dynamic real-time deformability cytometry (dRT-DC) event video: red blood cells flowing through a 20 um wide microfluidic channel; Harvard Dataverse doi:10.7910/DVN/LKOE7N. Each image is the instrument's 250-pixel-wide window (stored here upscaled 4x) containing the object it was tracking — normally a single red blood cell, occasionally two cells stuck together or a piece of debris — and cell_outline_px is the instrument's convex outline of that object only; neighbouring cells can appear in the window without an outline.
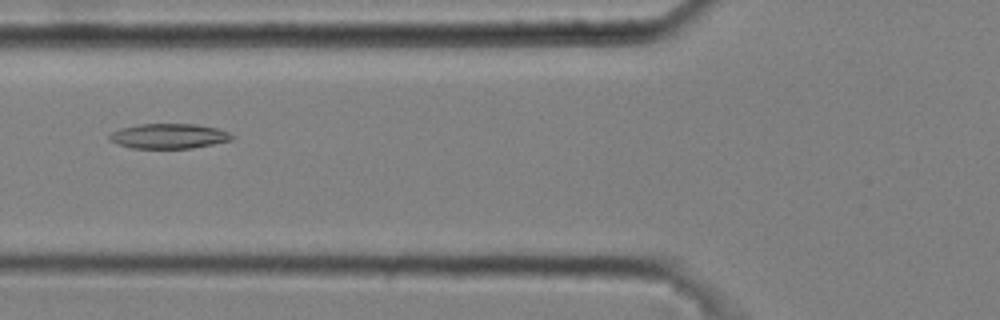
{"species": "common noctule bat (a hibernating species)", "species_latin": "Nyctalus noctula", "temperature_condition": "cold", "stored_images_in_passage": 8, "camera_frame_rate_fps": 3000, "um_per_image_px": 0.085, "animal": {"sex": "male", "body_mass_g": 20.4}, "frame": {"image": 1, "passage_image": 3, "time_ms": 0.667, "image_size_px": [1000, 320], "cell_outline_px": [[236, 136], [232, 140], [192, 148], [132, 148], [108, 140], [108, 136], [112, 132], [120, 128], [140, 124], [196, 124], [216, 128], [228, 132]], "centroid_in_image_um": [14.36, 11.56], "position_along_channel_um": 111.4, "area_um2": 17.74}}
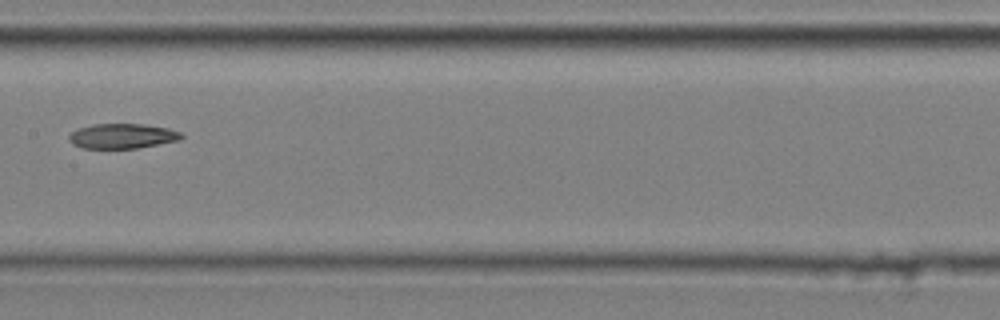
{"frame": {"image": 2, "passage_image": 5, "time_ms": 1.333, "image_size_px": [1000, 320], "cell_outline_px": [[184, 136], [180, 140], [136, 148], [84, 148], [72, 144], [68, 140], [68, 136], [76, 128], [92, 124], [144, 124], [168, 128], [180, 132]], "centroid_in_image_um": [10.37, 11.56], "position_along_channel_um": 197.0, "area_um2": 16.36}}
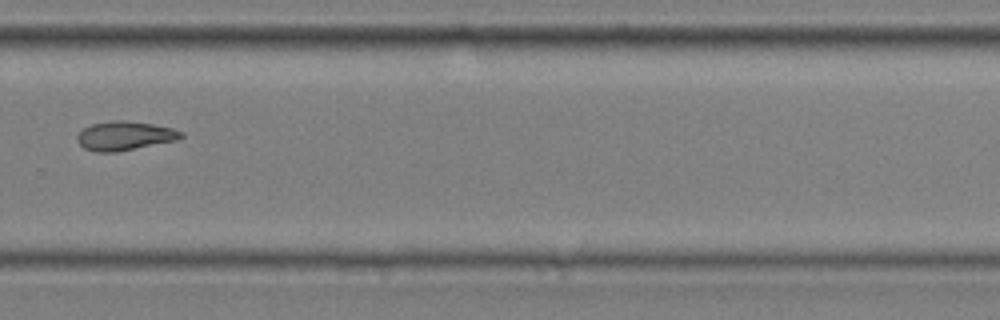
{"frame": {"image": 3, "passage_image": 8, "time_ms": 2.333, "image_size_px": [1000, 320], "cell_outline_px": [[184, 136], [180, 140], [116, 152], [96, 152], [84, 148], [76, 140], [76, 136], [84, 128], [92, 124], [112, 120], [124, 120], [152, 124], [172, 128], [184, 132]], "centroid_in_image_um": [10.63, 11.55], "position_along_channel_um": 319.2, "area_um2": 17.69}}